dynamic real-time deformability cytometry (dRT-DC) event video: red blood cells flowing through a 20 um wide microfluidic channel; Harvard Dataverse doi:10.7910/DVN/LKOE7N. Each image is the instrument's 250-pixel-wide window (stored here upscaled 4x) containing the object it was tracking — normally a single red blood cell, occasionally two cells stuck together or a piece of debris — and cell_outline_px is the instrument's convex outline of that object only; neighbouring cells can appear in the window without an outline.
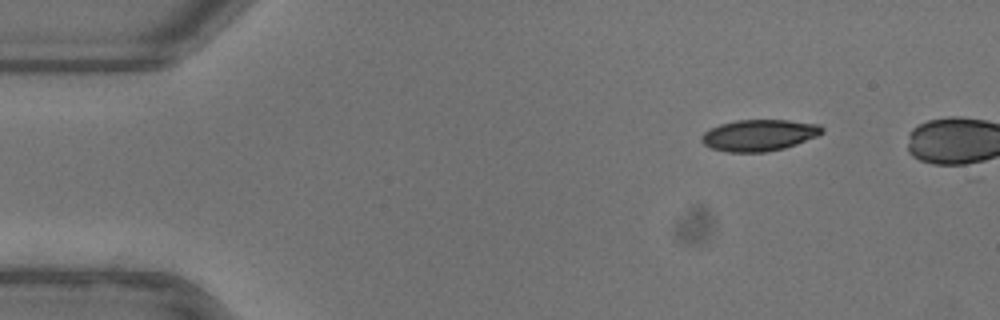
{"species": "common noctule bat (a hibernating species)", "species_latin": "Nyctalus noctula", "temperature_condition": "warm", "stored_images_in_passage": 42, "camera_frame_rate_fps": 3000, "um_per_image_px": 0.085, "animal": {"sex": "female"}, "frame": {"image": 1, "passage_image": 1, "time_ms": 0.0, "image_size_px": [1000, 320], "cell_outline_px": [[824, 132], [820, 136], [784, 148], [768, 152], [724, 152], [712, 148], [704, 144], [700, 140], [700, 136], [704, 132], [720, 124], [736, 120], [788, 120], [820, 124], [824, 128]], "centroid_in_image_um": [64.56, 11.49], "position_along_channel_um": 20.4, "area_um2": 22.31}}
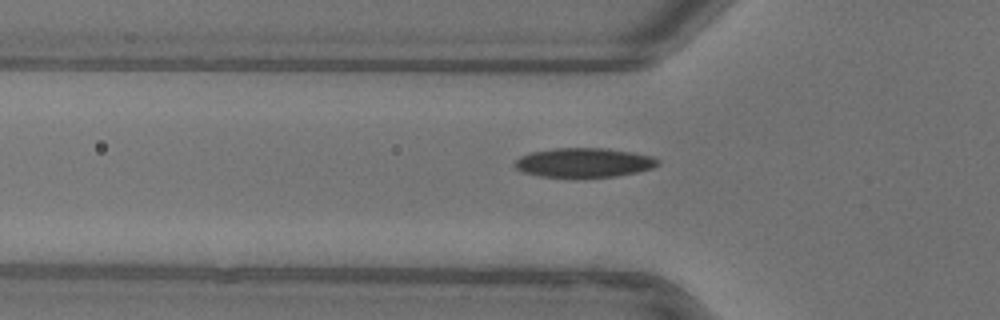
{"frame": {"image": 2, "passage_image": 12, "time_ms": 3.667, "image_size_px": [1000, 320], "cell_outline_px": [[660, 164], [652, 168], [636, 172], [616, 176], [540, 176], [524, 172], [516, 168], [516, 160], [520, 156], [532, 152], [556, 148], [608, 148], [632, 152], [652, 156], [660, 160]], "centroid_in_image_um": [49.68, 13.8], "position_along_channel_um": 76.1, "area_um2": 24.04}}
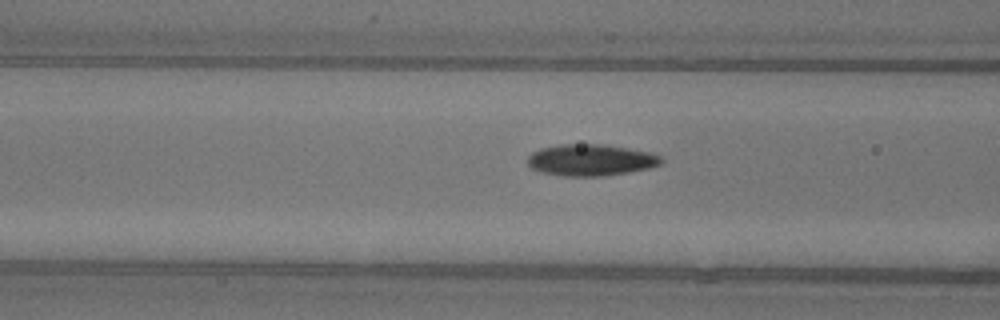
{"frame": {"image": 3, "passage_image": 15, "time_ms": 4.667, "image_size_px": [1000, 320], "cell_outline_px": [[664, 160], [660, 164], [648, 168], [628, 172], [604, 176], [564, 176], [544, 172], [532, 168], [528, 164], [528, 156], [532, 152], [540, 148], [560, 144], [608, 144], [652, 152], [660, 156]], "centroid_in_image_um": [50.25, 13.58], "position_along_channel_um": 116.4, "area_um2": 24.68}, "authors_computed_cell_mechanics": {"area_um2": 23.5535, "velocity_mm_per_s": 3.9209, "shape_relaxation_time_tau1_ms": 4.1734, "shape_relaxation_time_tau2_ms": 3.6339, "deformation_change_tau1": 0.1495, "deformation_change_tau2": 0.0895}}